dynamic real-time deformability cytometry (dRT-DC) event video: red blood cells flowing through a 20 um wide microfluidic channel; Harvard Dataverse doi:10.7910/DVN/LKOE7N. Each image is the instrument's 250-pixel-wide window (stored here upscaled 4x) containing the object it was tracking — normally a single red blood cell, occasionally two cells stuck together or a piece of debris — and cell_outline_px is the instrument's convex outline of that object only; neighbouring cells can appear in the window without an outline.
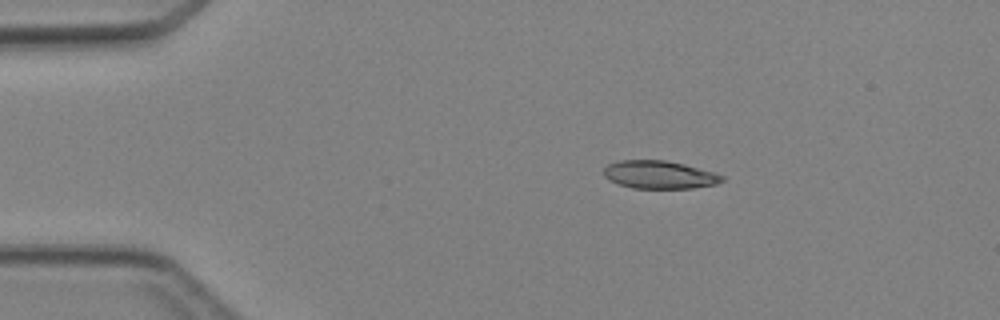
{"species": "Egyptian fruit bat (a non-hibernating species)", "species_latin": "Rousettus aegyptiacus", "temperature_condition": "cold", "stored_images_in_passage": 3, "camera_frame_rate_fps": 3000, "um_per_image_px": 0.085, "animal": {"sex": "female"}, "frame": {"image": 1, "passage_image": 1, "time_ms": 0.0, "image_size_px": [1000, 320], "cell_outline_px": [[724, 180], [716, 184], [692, 188], [632, 188], [620, 184], [604, 176], [604, 168], [608, 164], [620, 160], [664, 160], [684, 164], [712, 172], [724, 176]], "centroid_in_image_um": [56.05, 14.85], "position_along_channel_um": 29.0, "area_um2": 19.02}}
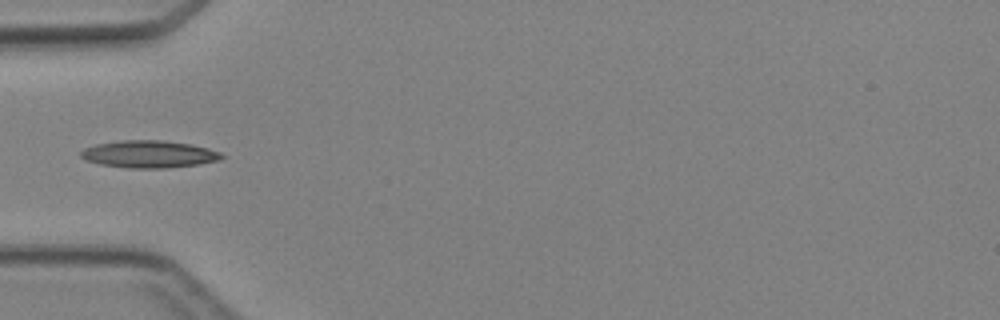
{"frame": {"image": 2, "passage_image": 3, "time_ms": 2.333, "image_size_px": [1000, 320], "cell_outline_px": [[224, 156], [220, 160], [196, 164], [164, 168], [128, 168], [100, 164], [88, 160], [80, 156], [80, 152], [84, 148], [96, 144], [120, 140], [164, 140], [192, 144], [208, 148], [220, 152]], "centroid_in_image_um": [12.66, 13.09], "position_along_channel_um": 72.3, "area_um2": 22.31}}